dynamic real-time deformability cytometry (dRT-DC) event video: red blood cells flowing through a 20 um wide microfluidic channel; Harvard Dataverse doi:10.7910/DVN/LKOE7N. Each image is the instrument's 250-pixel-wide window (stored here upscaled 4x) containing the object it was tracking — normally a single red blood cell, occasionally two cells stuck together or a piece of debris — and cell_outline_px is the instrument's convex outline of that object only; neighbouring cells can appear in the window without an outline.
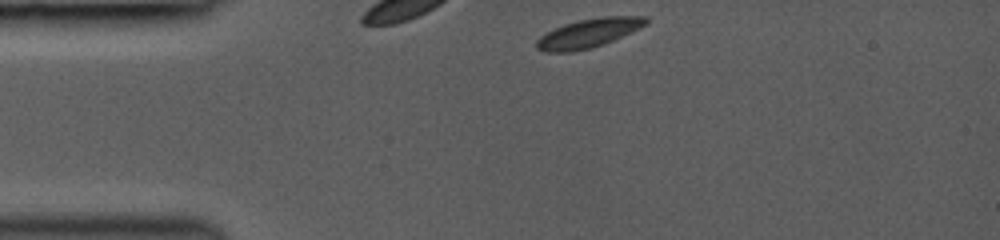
{"species": "common noctule bat (a hibernating species)", "species_latin": "Nyctalus noctula", "temperature_condition": "room temperature", "stored_images_in_passage": 3, "camera_frame_rate_fps": 3000, "um_per_image_px": 0.085, "animal": {"sex": "female", "body_mass_g": 19.0, "forearm_length_mm": 53.3}, "frame": {"image": 1, "passage_image": 1, "time_ms": 0.0, "image_size_px": [1000, 240], "cell_outline_px": [[648, 24], [640, 28], [604, 44], [592, 48], [572, 52], [544, 52], [536, 48], [536, 40], [540, 36], [564, 24], [580, 20], [600, 16], [648, 16]], "centroid_in_image_um": [50.05, 2.82], "position_along_channel_um": 35.0, "area_um2": 18.5}}